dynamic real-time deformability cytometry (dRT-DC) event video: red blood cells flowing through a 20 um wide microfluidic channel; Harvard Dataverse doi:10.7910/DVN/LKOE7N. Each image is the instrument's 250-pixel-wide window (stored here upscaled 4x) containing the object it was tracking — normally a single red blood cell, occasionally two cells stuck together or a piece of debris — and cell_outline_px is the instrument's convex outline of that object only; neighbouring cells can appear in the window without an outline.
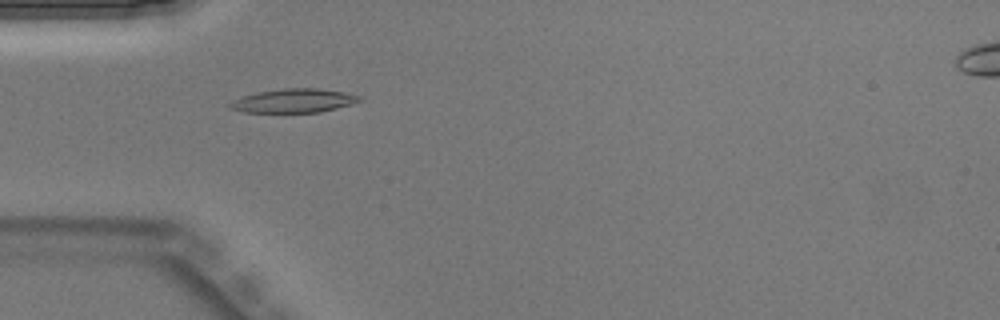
{"species": "Egyptian fruit bat (a non-hibernating species)", "species_latin": "Rousettus aegyptiacus", "temperature_condition": "warm", "stored_images_in_passage": 45, "camera_frame_rate_fps": 3000, "um_per_image_px": 0.085, "animal": {"sex": "male"}, "frame": {"image": 1, "passage_image": 14, "time_ms": 4.333, "image_size_px": [1000, 320], "cell_outline_px": [[364, 100], [352, 104], [320, 112], [244, 112], [228, 108], [228, 104], [232, 100], [240, 96], [256, 92], [284, 88], [320, 88], [344, 92], [360, 96]], "centroid_in_image_um": [24.94, 8.55], "position_along_channel_um": 60.1, "area_um2": 18.15}}
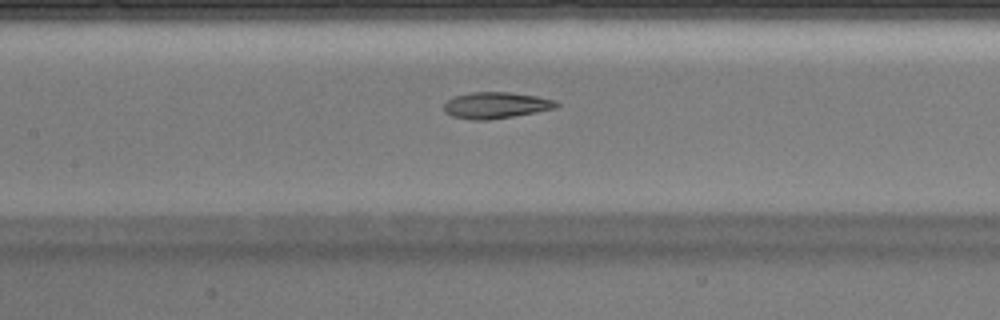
{"frame": {"image": 2, "passage_image": 21, "time_ms": 6.667, "image_size_px": [1000, 320], "cell_outline_px": [[560, 104], [556, 108], [536, 112], [488, 120], [472, 120], [452, 116], [444, 112], [444, 104], [448, 100], [456, 96], [472, 92], [508, 92], [536, 96], [552, 100]], "centroid_in_image_um": [42.13, 8.95], "position_along_channel_um": 165.3, "area_um2": 17.05}}
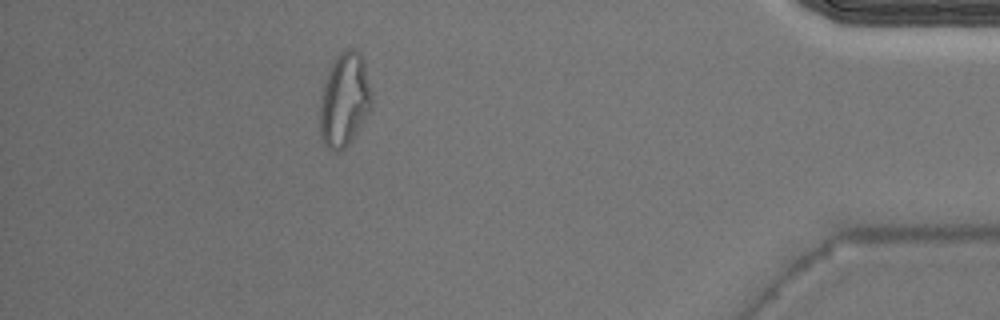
{"frame": {"image": 3, "passage_image": 40, "time_ms": 13.0, "image_size_px": [1000, 320], "cell_outline_px": [[372, 108], [348, 144], [340, 152], [336, 152], [328, 148], [324, 144], [320, 132], [320, 96], [332, 60], [340, 52], [348, 48], [352, 48], [360, 52], [364, 60], [372, 92]], "centroid_in_image_um": [29.29, 8.46], "position_along_channel_um": 405.9, "area_um2": 28.5}}